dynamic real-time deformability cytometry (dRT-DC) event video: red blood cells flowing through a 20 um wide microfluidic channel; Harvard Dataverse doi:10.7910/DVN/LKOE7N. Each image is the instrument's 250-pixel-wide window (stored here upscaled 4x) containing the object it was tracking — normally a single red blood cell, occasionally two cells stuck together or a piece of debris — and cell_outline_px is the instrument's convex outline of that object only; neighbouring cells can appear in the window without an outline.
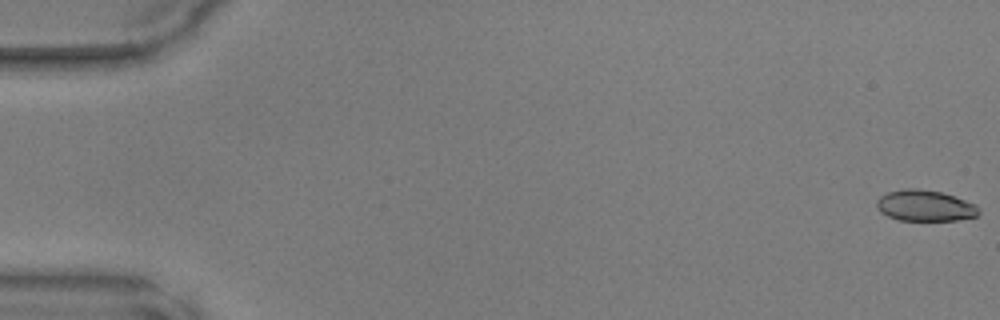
{"species": "common noctule bat (a hibernating species)", "species_latin": "Nyctalus noctula", "temperature_condition": "warm", "stored_images_in_passage": 50, "camera_frame_rate_fps": 3000, "um_per_image_px": 0.085, "animal": {"sex": "male", "body_mass_g": 17.9, "forearm_length_mm": 54.2}, "frame": {"image": 1, "passage_image": 1, "time_ms": 0.0, "image_size_px": [1000, 320], "cell_outline_px": [[980, 212], [976, 216], [956, 220], [900, 220], [888, 216], [880, 212], [876, 204], [876, 200], [880, 196], [888, 192], [904, 188], [916, 188], [940, 192], [976, 204], [980, 208]], "centroid_in_image_um": [78.61, 17.48], "position_along_channel_um": 6.4, "area_um2": 18.38}}
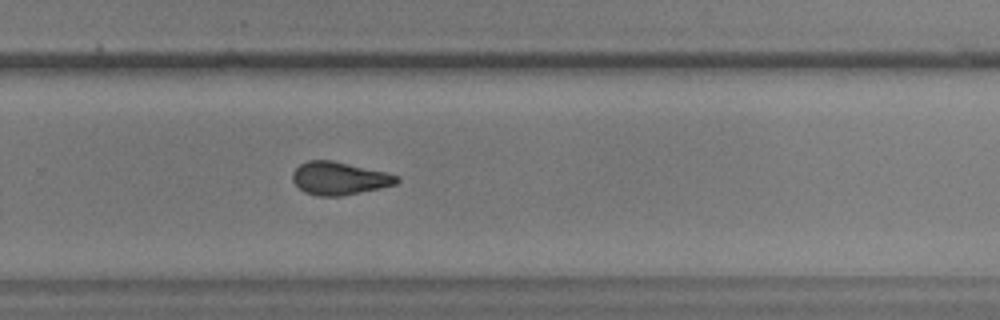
{"frame": {"image": 2, "passage_image": 33, "time_ms": 10.667, "image_size_px": [1000, 320], "cell_outline_px": [[400, 180], [396, 184], [380, 188], [340, 196], [320, 196], [304, 192], [292, 180], [292, 172], [300, 164], [308, 160], [332, 160], [384, 172], [400, 176]], "centroid_in_image_um": [28.83, 15.15], "position_along_channel_um": 301.0, "area_um2": 19.83}}
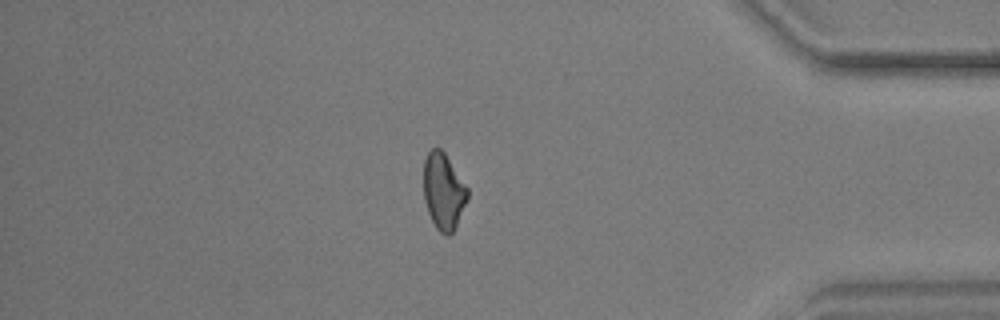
{"frame": {"image": 3, "passage_image": 42, "time_ms": 13.667, "image_size_px": [1000, 320], "cell_outline_px": [[468, 200], [452, 232], [448, 236], [440, 232], [436, 228], [428, 212], [424, 200], [424, 160], [428, 152], [432, 148], [440, 148], [444, 152], [468, 188]], "centroid_in_image_um": [37.69, 16.25], "position_along_channel_um": 397.5, "area_um2": 19.36}}